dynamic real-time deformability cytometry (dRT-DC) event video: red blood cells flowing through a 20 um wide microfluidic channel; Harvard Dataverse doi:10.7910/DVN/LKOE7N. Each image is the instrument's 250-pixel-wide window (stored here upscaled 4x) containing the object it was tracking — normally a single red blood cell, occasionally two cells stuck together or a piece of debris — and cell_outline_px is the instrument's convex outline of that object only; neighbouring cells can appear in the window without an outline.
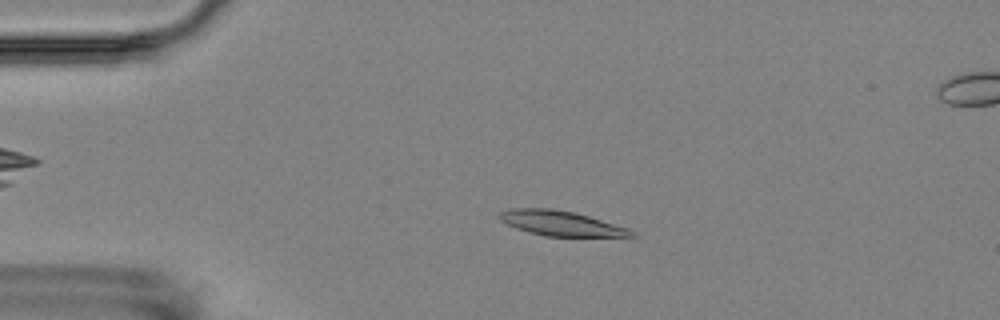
{"species": "Egyptian fruit bat (a non-hibernating species)", "species_latin": "Rousettus aegyptiacus", "temperature_condition": "room temperature", "stored_images_in_passage": 5, "camera_frame_rate_fps": 3000, "um_per_image_px": 0.085, "animal": {"sex": "female"}, "frame": {"image": 1, "passage_image": 3, "time_ms": 2.333, "image_size_px": [1000, 320], "cell_outline_px": [[640, 236], [628, 240], [544, 236], [528, 232], [516, 228], [500, 220], [496, 216], [500, 212], [508, 208], [552, 208], [572, 212], [588, 216], [628, 228], [636, 232]], "centroid_in_image_um": [47.9, 19.06], "position_along_channel_um": 37.1, "area_um2": 20.52}}